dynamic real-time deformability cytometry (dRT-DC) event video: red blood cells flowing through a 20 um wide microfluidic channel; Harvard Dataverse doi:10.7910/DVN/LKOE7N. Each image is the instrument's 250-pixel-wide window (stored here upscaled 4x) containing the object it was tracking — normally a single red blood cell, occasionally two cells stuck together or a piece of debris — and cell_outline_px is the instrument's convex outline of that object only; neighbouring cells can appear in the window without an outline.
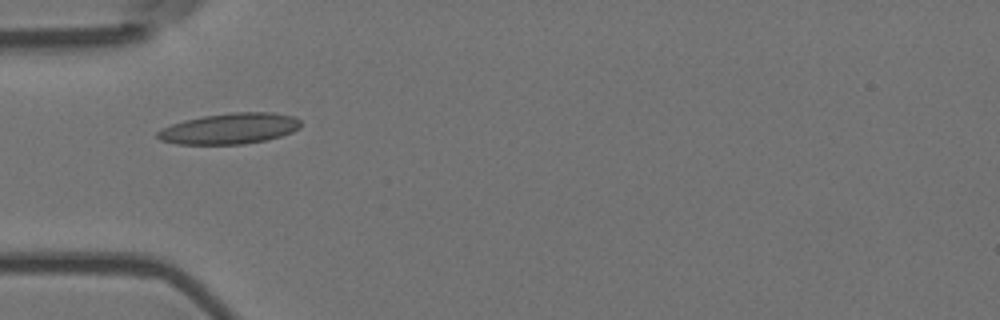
{"species": "Egyptian fruit bat (a non-hibernating species)", "species_latin": "Rousettus aegyptiacus", "temperature_condition": "room temperature", "stored_images_in_passage": 9, "camera_frame_rate_fps": 3000, "um_per_image_px": 0.085, "animal": {"sex": "female"}, "frame": {"image": 1, "passage_image": 4, "time_ms": 1.0, "image_size_px": [1000, 320], "cell_outline_px": [[300, 128], [292, 132], [280, 136], [264, 140], [244, 144], [176, 144], [160, 140], [156, 136], [156, 132], [160, 128], [184, 120], [204, 116], [232, 112], [272, 112], [296, 116], [300, 120]], "centroid_in_image_um": [19.51, 10.92], "position_along_channel_um": 65.5, "area_um2": 25.84}}
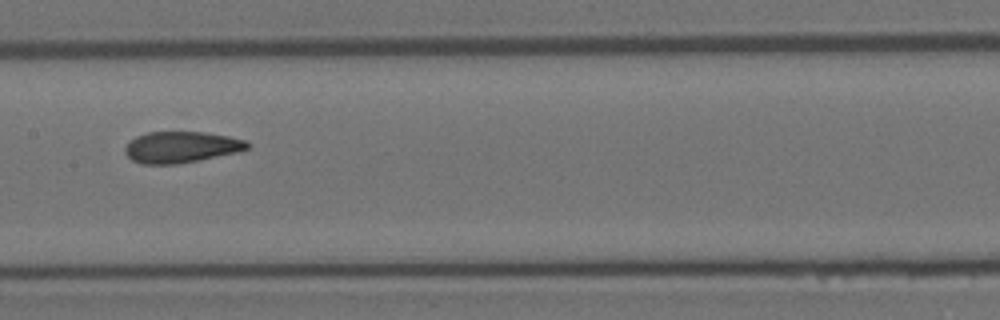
{"frame": {"image": 2, "passage_image": 7, "time_ms": 2.0, "image_size_px": [1000, 320], "cell_outline_px": [[252, 144], [248, 148], [240, 152], [176, 164], [144, 164], [132, 160], [124, 152], [124, 148], [136, 136], [148, 132], [204, 132], [228, 136], [244, 140]], "centroid_in_image_um": [15.42, 12.5], "position_along_channel_um": 192.0, "area_um2": 22.2}}
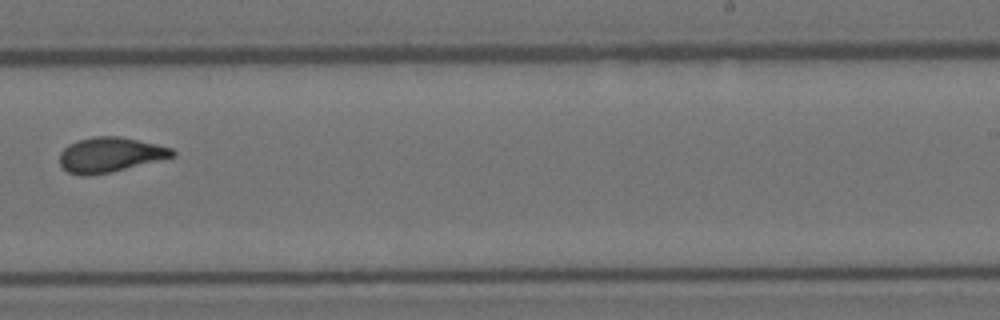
{"frame": {"image": 3, "passage_image": 9, "time_ms": 2.667, "image_size_px": [1000, 320], "cell_outline_px": [[176, 156], [112, 172], [88, 176], [80, 176], [68, 172], [60, 164], [60, 152], [68, 144], [76, 140], [96, 136], [120, 136], [156, 144], [172, 148], [176, 152]], "centroid_in_image_um": [9.35, 13.16], "position_along_channel_um": 279.7, "area_um2": 23.06}}